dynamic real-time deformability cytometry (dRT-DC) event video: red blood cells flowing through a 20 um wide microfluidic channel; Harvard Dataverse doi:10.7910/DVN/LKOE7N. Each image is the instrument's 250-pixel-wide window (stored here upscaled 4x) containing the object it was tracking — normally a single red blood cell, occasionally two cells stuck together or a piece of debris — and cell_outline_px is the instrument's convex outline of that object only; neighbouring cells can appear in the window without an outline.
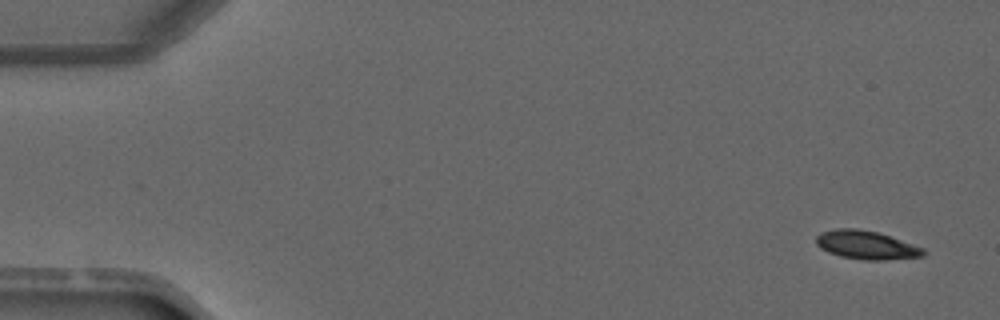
{"species": "common noctule bat (a hibernating species)", "species_latin": "Nyctalus noctula", "temperature_condition": "warm", "stored_images_in_passage": 4, "camera_frame_rate_fps": 3000, "um_per_image_px": 0.085, "animal": {"sex": "male", "forearm_length_mm": 52.5}, "frame": {"image": 1, "passage_image": 1, "time_ms": 0.0, "image_size_px": [1000, 320], "cell_outline_px": [[928, 252], [924, 256], [884, 260], [864, 260], [840, 256], [828, 252], [820, 248], [816, 244], [816, 236], [820, 232], [836, 228], [856, 228], [876, 232], [924, 248]], "centroid_in_image_um": [73.62, 20.83], "position_along_channel_um": 11.4, "area_um2": 17.8}}
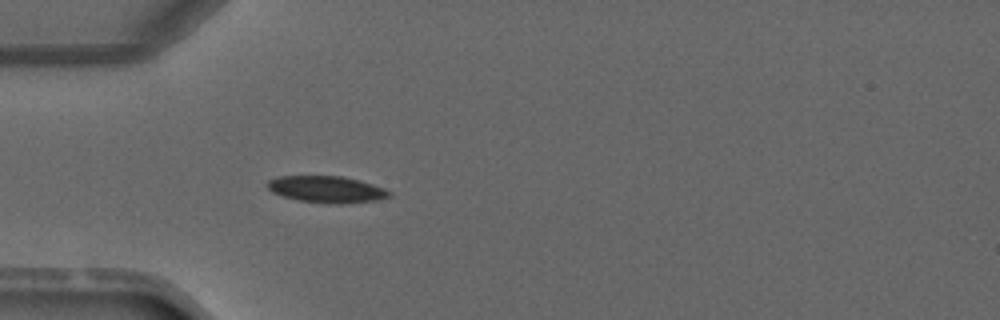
{"frame": {"image": 2, "passage_image": 4, "time_ms": 3.667, "image_size_px": [1000, 320], "cell_outline_px": [[392, 196], [376, 200], [340, 204], [328, 204], [300, 200], [284, 196], [272, 192], [268, 188], [268, 180], [280, 176], [344, 176], [360, 180], [384, 188], [392, 192]], "centroid_in_image_um": [27.81, 16.09], "position_along_channel_um": 57.2, "area_um2": 18.9}}